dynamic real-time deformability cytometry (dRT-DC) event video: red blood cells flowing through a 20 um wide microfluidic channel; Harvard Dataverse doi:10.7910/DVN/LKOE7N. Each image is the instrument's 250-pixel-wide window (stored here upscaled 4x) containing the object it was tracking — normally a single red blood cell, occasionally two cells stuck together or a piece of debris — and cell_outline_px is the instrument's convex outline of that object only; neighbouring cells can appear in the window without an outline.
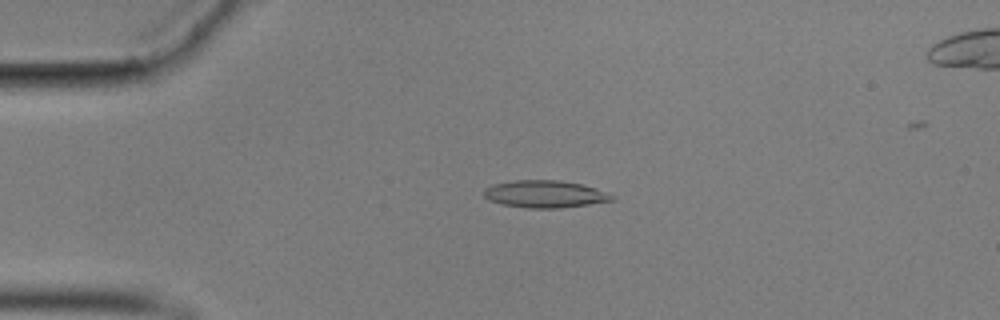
{"species": "common noctule bat (a hibernating species)", "species_latin": "Nyctalus noctula", "temperature_condition": "cold", "stored_images_in_passage": 55, "camera_frame_rate_fps": 3000, "um_per_image_px": 0.085, "animal": {"sex": "male", "body_mass_g": 17.9}, "frame": {"image": 1, "passage_image": 11, "time_ms": 3.333, "image_size_px": [1000, 320], "cell_outline_px": [[616, 196], [612, 200], [588, 204], [556, 208], [528, 208], [500, 204], [488, 200], [484, 196], [484, 188], [496, 184], [516, 180], [560, 180], [580, 184]], "centroid_in_image_um": [46.26, 16.5], "position_along_channel_um": 38.7, "area_um2": 20.0}}
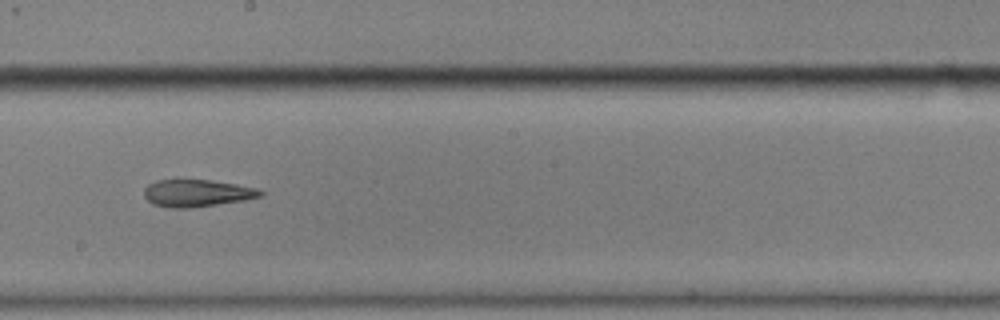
{"frame": {"image": 2, "passage_image": 30, "time_ms": 9.667, "image_size_px": [1000, 320], "cell_outline_px": [[264, 192], [260, 196], [244, 200], [188, 208], [168, 208], [152, 204], [144, 196], [144, 188], [148, 184], [156, 180], [176, 176], [208, 180], [236, 184], [256, 188]], "centroid_in_image_um": [16.63, 16.37], "position_along_channel_um": 231.6, "area_um2": 19.02}}
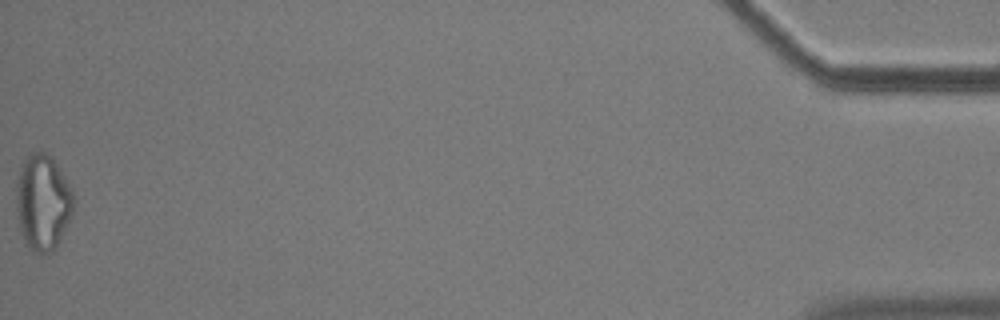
{"frame": {"image": 3, "passage_image": 55, "time_ms": 18.0, "image_size_px": [1000, 320], "cell_outline_px": [[76, 200], [72, 212], [56, 248], [48, 256], [40, 256], [28, 248], [20, 232], [16, 212], [16, 180], [20, 168], [24, 160], [32, 152], [40, 148], [52, 156], [60, 168]], "centroid_in_image_um": [3.62, 17.21], "position_along_channel_um": 431.6, "area_um2": 32.77}, "authors_computed_cell_mechanics": {"area_um2": 19.4208, "velocity_mm_per_s": 3.5362, "shape_relaxation_time_tau1_ms": 11.1334, "shape_relaxation_time_tau2_ms": 7.0226, "deformation_change_tau1": 0.2646, "deformation_change_tau2": 0.156}}